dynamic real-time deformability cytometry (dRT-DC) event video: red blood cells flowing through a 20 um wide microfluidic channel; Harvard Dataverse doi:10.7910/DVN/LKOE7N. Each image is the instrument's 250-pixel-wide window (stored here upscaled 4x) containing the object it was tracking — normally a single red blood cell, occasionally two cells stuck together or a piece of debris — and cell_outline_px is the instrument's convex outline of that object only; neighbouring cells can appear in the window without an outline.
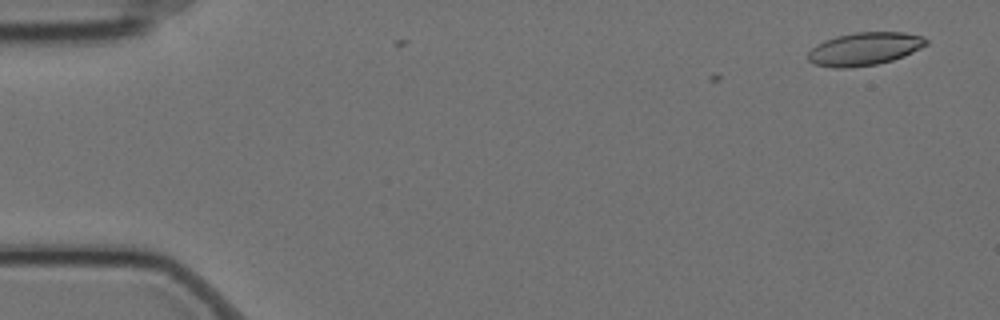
{"species": "Egyptian fruit bat (a non-hibernating species)", "species_latin": "Rousettus aegyptiacus", "temperature_condition": "cold", "stored_images_in_passage": 5, "camera_frame_rate_fps": 3000, "um_per_image_px": 0.085, "animal": {"sex": "female"}, "frame": {"image": 1, "passage_image": 2, "time_ms": 0.333, "image_size_px": [1000, 320], "cell_outline_px": [[928, 44], [904, 56], [892, 60], [876, 64], [844, 68], [832, 68], [816, 64], [808, 60], [808, 52], [816, 44], [824, 40], [836, 36], [856, 32], [904, 32], [924, 36], [928, 40]], "centroid_in_image_um": [73.49, 4.14], "position_along_channel_um": 11.5, "area_um2": 22.72}}